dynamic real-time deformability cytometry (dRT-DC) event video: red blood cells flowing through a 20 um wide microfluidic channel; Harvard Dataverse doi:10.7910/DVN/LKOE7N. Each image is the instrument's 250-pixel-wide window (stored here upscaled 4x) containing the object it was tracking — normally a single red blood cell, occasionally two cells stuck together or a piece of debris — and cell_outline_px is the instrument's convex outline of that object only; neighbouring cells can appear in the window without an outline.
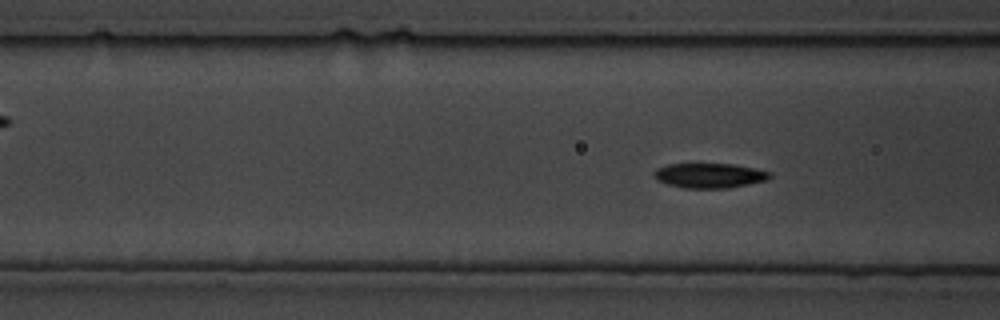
{"species": "common noctule bat (a hibernating species)", "species_latin": "Nyctalus noctula", "temperature_condition": "cold", "stored_images_in_passage": 87, "camera_frame_rate_fps": 3000, "um_per_image_px": 0.085, "animal": {"sex": "male", "body_mass_g": 19.5, "forearm_length_mm": 54.6}, "frame": {"image": 1, "passage_image": 11, "time_ms": 3.333, "image_size_px": [1000, 320], "cell_outline_px": [[772, 176], [768, 180], [728, 188], [684, 188], [668, 184], [656, 180], [652, 176], [652, 172], [656, 168], [668, 164], [732, 164], [756, 168], [772, 172]], "centroid_in_image_um": [60.3, 14.92], "position_along_channel_um": 106.3, "area_um2": 16.94}}
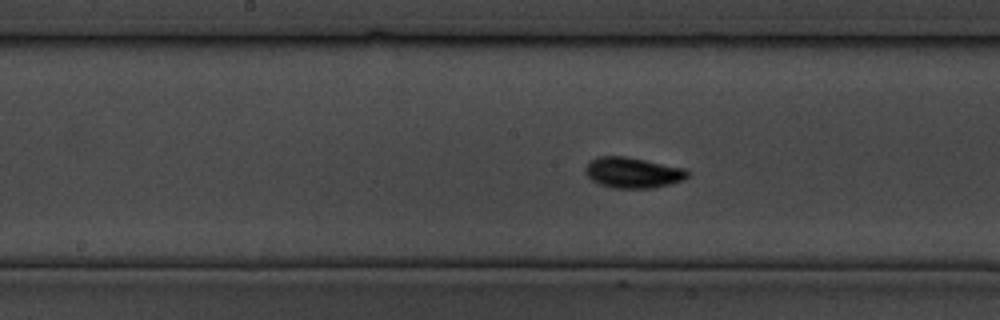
{"frame": {"image": 2, "passage_image": 27, "time_ms": 8.667, "image_size_px": [1000, 320], "cell_outline_px": [[688, 176], [684, 180], [652, 188], [612, 188], [600, 184], [592, 180], [584, 172], [584, 168], [588, 160], [596, 156], [628, 156], [688, 168]], "centroid_in_image_um": [53.78, 14.65], "position_along_channel_um": 194.4, "area_um2": 18.67}}
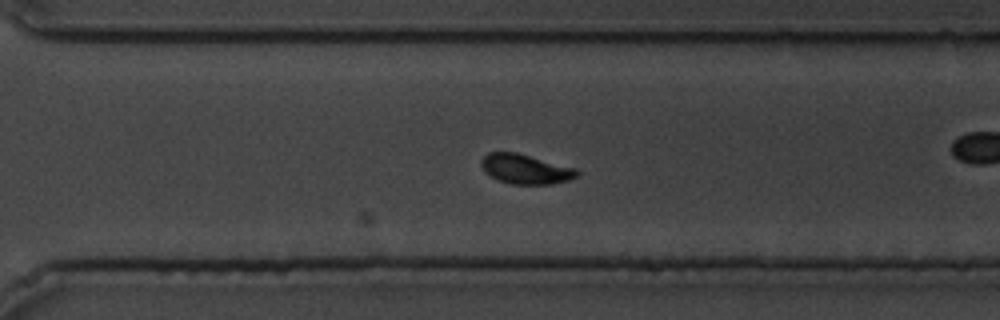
{"frame": {"image": 3, "passage_image": 51, "time_ms": 16.667, "image_size_px": [1000, 320], "cell_outline_px": [[580, 172], [576, 176], [568, 180], [552, 184], [512, 184], [496, 180], [484, 172], [480, 164], [480, 160], [488, 152], [516, 152], [576, 168]], "centroid_in_image_um": [44.63, 14.37], "position_along_channel_um": 326.0, "area_um2": 16.65}}